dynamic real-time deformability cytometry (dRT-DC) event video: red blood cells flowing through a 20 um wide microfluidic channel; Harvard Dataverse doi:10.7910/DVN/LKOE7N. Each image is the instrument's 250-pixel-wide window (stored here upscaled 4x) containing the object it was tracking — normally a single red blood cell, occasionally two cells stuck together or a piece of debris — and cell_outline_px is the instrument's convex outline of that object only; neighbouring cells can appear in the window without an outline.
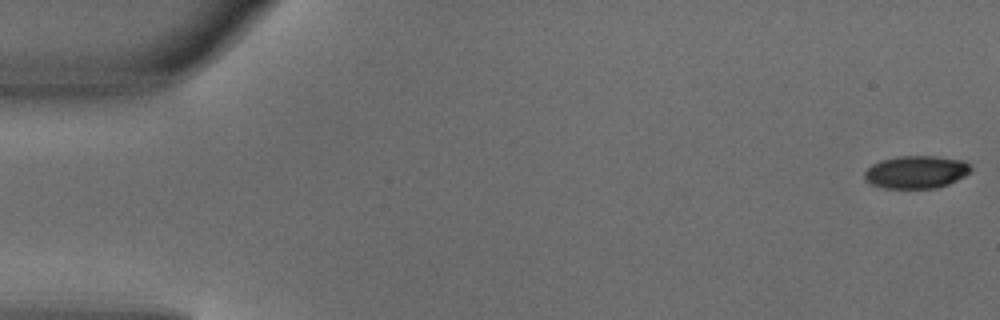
{"species": "common noctule bat (a hibernating species)", "species_latin": "Nyctalus noctula", "temperature_condition": "warm", "stored_images_in_passage": 6, "camera_frame_rate_fps": 3000, "um_per_image_px": 0.085, "animal": {"sex": "male", "body_mass_g": 18.8}, "frame": {"image": 1, "passage_image": 1, "time_ms": 0.0, "image_size_px": [1000, 320], "cell_outline_px": [[972, 172], [948, 184], [936, 188], [884, 188], [872, 184], [864, 180], [864, 172], [872, 164], [880, 160], [896, 156], [936, 156], [964, 160], [972, 168]], "centroid_in_image_um": [77.87, 14.61], "position_along_channel_um": 7.1, "area_um2": 20.4}}
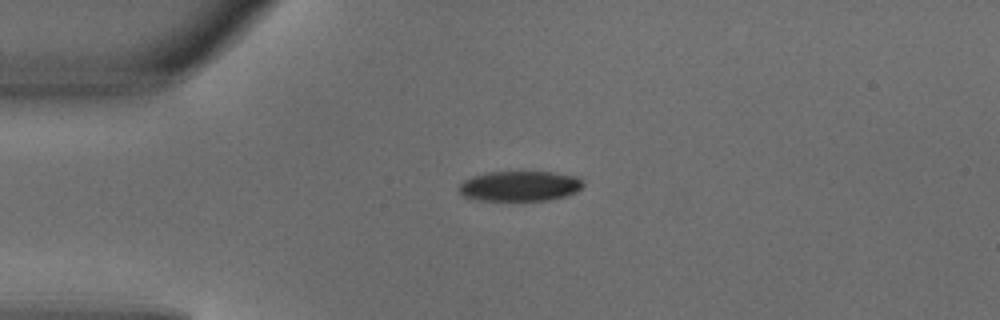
{"frame": {"image": 2, "passage_image": 4, "time_ms": 1.0, "image_size_px": [1000, 320], "cell_outline_px": [[584, 184], [576, 192], [564, 196], [548, 200], [476, 200], [464, 196], [460, 192], [460, 184], [464, 180], [472, 176], [488, 172], [552, 172], [576, 176], [584, 180]], "centroid_in_image_um": [44.2, 15.81], "position_along_channel_um": 40.8, "area_um2": 21.73}}
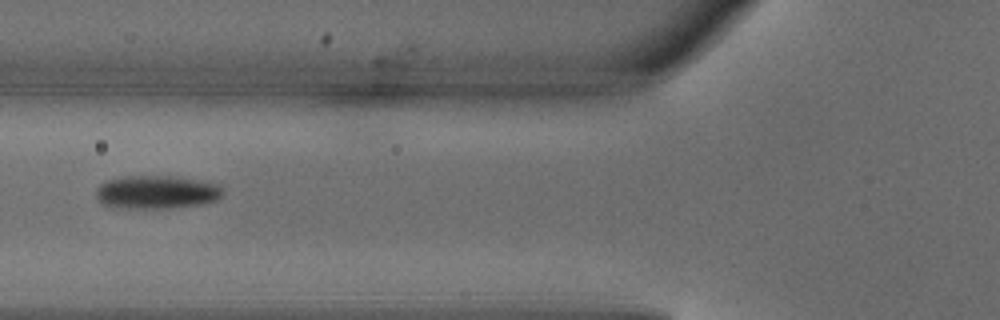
{"frame": {"image": 3, "passage_image": 6, "time_ms": 1.667, "image_size_px": [1000, 320], "cell_outline_px": [[224, 192], [216, 200], [204, 204], [172, 208], [112, 208], [104, 204], [96, 196], [96, 188], [100, 184], [108, 180], [124, 176], [172, 176], [200, 180], [220, 184], [224, 188]], "centroid_in_image_um": [13.34, 16.33], "position_along_channel_um": 112.5, "area_um2": 24.91}}